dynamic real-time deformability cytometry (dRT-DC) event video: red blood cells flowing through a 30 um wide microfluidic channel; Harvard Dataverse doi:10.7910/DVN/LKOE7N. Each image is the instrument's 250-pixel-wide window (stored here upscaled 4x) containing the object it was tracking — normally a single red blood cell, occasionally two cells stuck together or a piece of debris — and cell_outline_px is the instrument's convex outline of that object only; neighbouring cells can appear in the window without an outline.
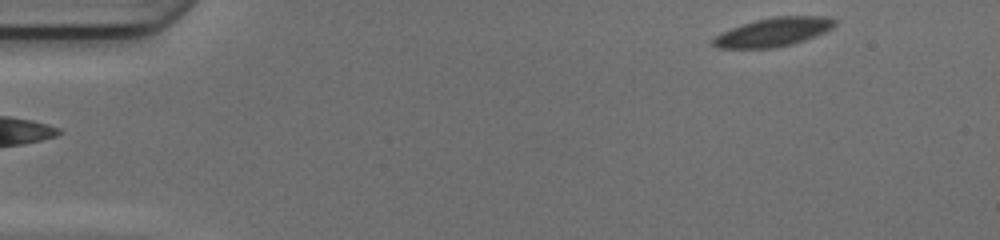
{"species": "common noctule bat (a hibernating species)", "species_latin": "Nyctalus noctula", "temperature_condition": "cold", "stored_images_in_passage": 47, "camera_frame_rate_fps": 3000, "um_per_image_px": 0.085, "animal": {"sex": "female", "body_mass_g": 17.0, "forearm_length_mm": 48.0}, "frame": {"image": 1, "passage_image": 1, "time_ms": 0.0, "image_size_px": [1000, 240], "cell_outline_px": [[836, 24], [832, 28], [824, 32], [804, 40], [792, 44], [768, 48], [720, 48], [712, 44], [712, 40], [716, 36], [732, 28], [756, 20], [776, 16], [824, 16], [836, 20]], "centroid_in_image_um": [65.77, 2.72], "position_along_channel_um": 19.2, "area_um2": 19.94}}
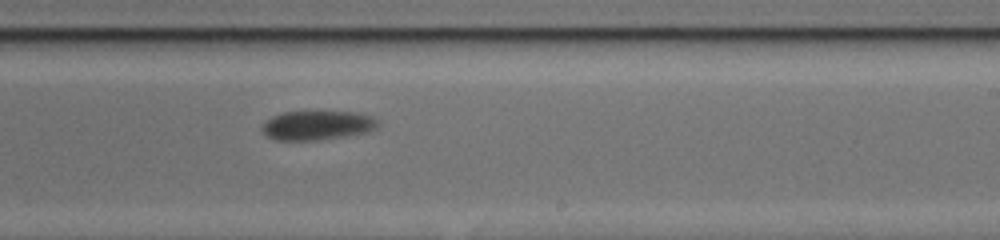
{"frame": {"image": 2, "passage_image": 27, "time_ms": 8.667, "image_size_px": [1000, 240], "cell_outline_px": [[380, 124], [376, 128], [368, 132], [348, 136], [316, 140], [276, 140], [268, 136], [260, 128], [272, 116], [284, 112], [356, 112], [372, 116], [380, 120]], "centroid_in_image_um": [27.03, 10.65], "position_along_channel_um": 262.0, "area_um2": 19.77}}
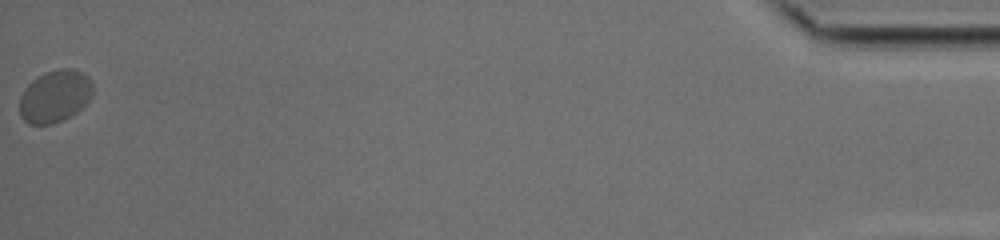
{"frame": {"image": 3, "passage_image": 47, "time_ms": 15.333, "image_size_px": [1000, 240], "cell_outline_px": [[92, 96], [76, 112], [52, 124], [28, 124], [20, 116], [20, 96], [28, 84], [32, 80], [44, 72], [60, 68], [72, 68], [84, 72], [92, 80]], "centroid_in_image_um": [4.67, 8.15], "position_along_channel_um": 430.5, "area_um2": 22.31}, "authors_computed_cell_mechanics": {"area_um2": 20.9814, "velocity_mm_per_s": 4.0446, "shape_relaxation_time_tau1_ms": null, "shape_relaxation_time_tau2_ms": 2.9308, "deformation_change_tau1": null, "deformation_change_tau2": 0.0358}}